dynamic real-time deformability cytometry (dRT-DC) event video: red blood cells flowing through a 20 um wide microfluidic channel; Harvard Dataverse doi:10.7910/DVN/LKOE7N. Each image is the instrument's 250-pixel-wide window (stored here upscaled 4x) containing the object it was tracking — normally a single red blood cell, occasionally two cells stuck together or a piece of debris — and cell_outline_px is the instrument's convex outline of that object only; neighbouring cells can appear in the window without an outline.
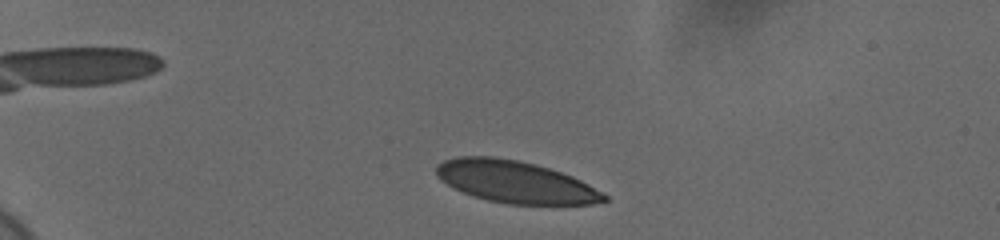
{"species": "human", "species_latin": "Homo sapiens", "temperature_condition": "cold", "stored_images_in_passage": 48, "camera_frame_rate_fps": 3000, "um_per_image_px": 0.085, "donor": {"sex": "female"}, "frame": {"image": 1, "passage_image": 5, "time_ms": 1.333, "image_size_px": [1000, 240], "cell_outline_px": [[608, 200], [592, 204], [508, 204], [488, 200], [464, 192], [440, 180], [436, 176], [436, 164], [444, 160], [456, 156], [492, 156], [516, 160], [536, 164], [572, 176], [588, 184], [608, 196]], "centroid_in_image_um": [43.79, 15.45], "position_along_channel_um": 41.2, "area_um2": 40.81}}
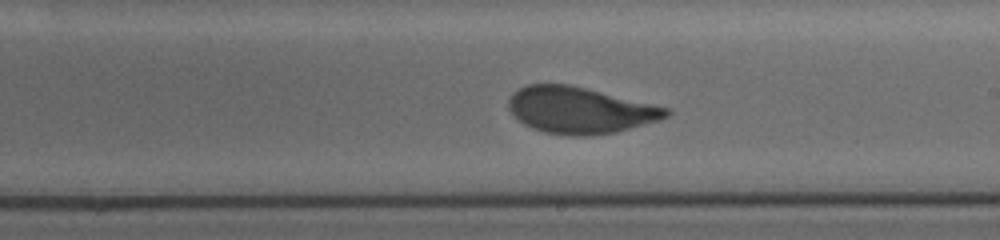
{"frame": {"image": 2, "passage_image": 27, "time_ms": 8.667, "image_size_px": [1000, 240], "cell_outline_px": [[672, 112], [668, 116], [660, 120], [616, 132], [592, 136], [572, 136], [544, 132], [532, 128], [524, 124], [508, 108], [508, 100], [512, 92], [528, 84], [568, 84], [668, 108]], "centroid_in_image_um": [49.28, 9.38], "position_along_channel_um": 239.7, "area_um2": 42.37}}
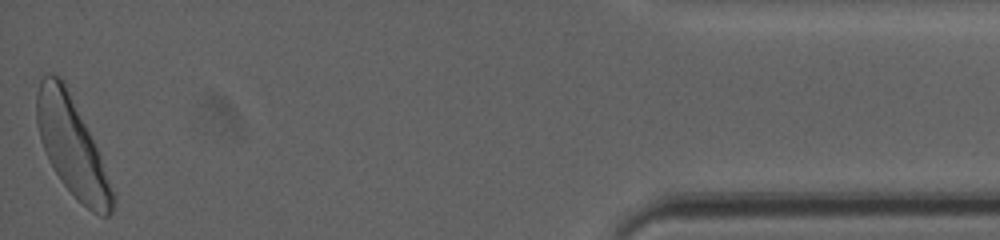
{"frame": {"image": 3, "passage_image": 48, "time_ms": 15.667, "image_size_px": [1000, 240], "cell_outline_px": [[116, 204], [112, 212], [108, 216], [100, 216], [92, 212], [60, 180], [48, 160], [40, 140], [36, 124], [36, 96], [40, 80], [44, 76], [52, 72], [60, 76], [64, 80], [100, 156], [116, 196]], "centroid_in_image_um": [6.11, 12.45], "position_along_channel_um": 429.1, "area_um2": 42.95}, "authors_computed_cell_mechanics": {"area_um2": 42.3963, "velocity_mm_per_s": 3.6428, "shape_relaxation_time_tau1_ms": 3.0588, "shape_relaxation_time_tau2_ms": null, "deformation_change_tau1": 0.1339, "deformation_change_tau2": null}}